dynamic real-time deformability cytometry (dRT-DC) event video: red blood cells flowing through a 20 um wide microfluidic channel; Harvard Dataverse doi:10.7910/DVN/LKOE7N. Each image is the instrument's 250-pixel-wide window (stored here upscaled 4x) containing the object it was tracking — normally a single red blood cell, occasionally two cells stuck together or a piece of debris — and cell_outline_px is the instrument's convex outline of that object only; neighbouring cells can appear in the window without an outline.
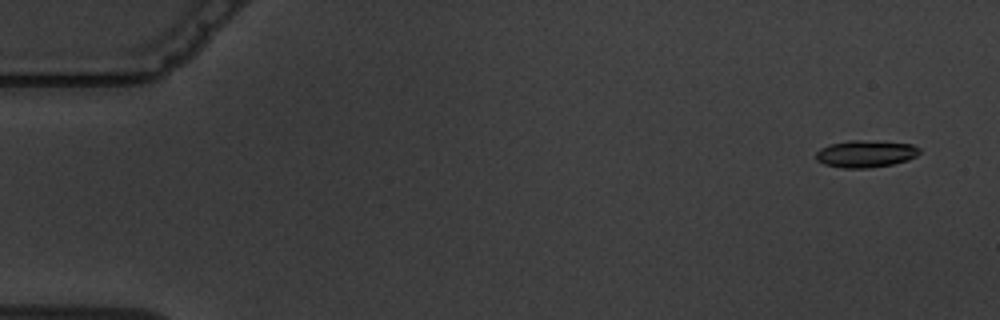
{"species": "common noctule bat (a hibernating species)", "species_latin": "Nyctalus noctula", "temperature_condition": "warm", "stored_images_in_passage": 5, "camera_frame_rate_fps": 3000, "um_per_image_px": 0.085, "animal": {"sex": "male", "body_mass_g": 19.5, "forearm_length_mm": 54.6}, "frame": {"image": 1, "passage_image": 1, "time_ms": 0.0, "image_size_px": [1000, 320], "cell_outline_px": [[920, 152], [916, 156], [908, 160], [892, 164], [868, 168], [844, 168], [824, 164], [816, 160], [816, 152], [820, 148], [832, 144], [848, 140], [860, 140], [912, 144], [920, 148]], "centroid_in_image_um": [73.57, 13.07], "position_along_channel_um": 11.4, "area_um2": 16.24}}
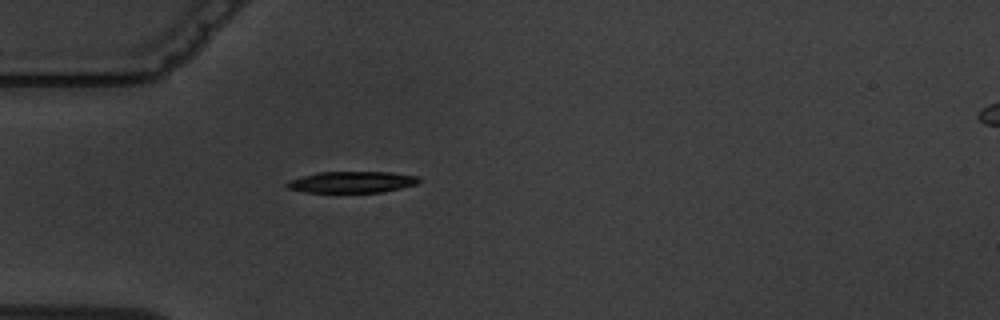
{"frame": {"image": 2, "passage_image": 5, "time_ms": 4.667, "image_size_px": [1000, 320], "cell_outline_px": [[420, 180], [416, 184], [384, 192], [304, 192], [288, 188], [284, 184], [288, 180], [316, 172], [392, 172], [420, 176]], "centroid_in_image_um": [29.9, 15.47], "position_along_channel_um": 55.1, "area_um2": 16.53}}